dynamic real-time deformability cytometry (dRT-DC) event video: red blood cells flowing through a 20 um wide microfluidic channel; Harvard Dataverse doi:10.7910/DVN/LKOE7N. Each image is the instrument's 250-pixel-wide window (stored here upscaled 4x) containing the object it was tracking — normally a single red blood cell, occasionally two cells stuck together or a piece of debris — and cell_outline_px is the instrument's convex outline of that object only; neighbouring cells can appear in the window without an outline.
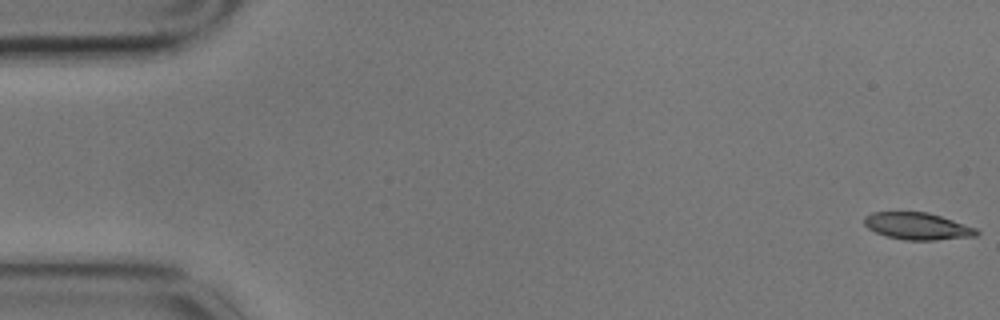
{"species": "common noctule bat (a hibernating species)", "species_latin": "Nyctalus noctula", "temperature_condition": "cold", "stored_images_in_passage": 59, "camera_frame_rate_fps": 3000, "um_per_image_px": 0.085, "animal": {"sex": "male", "body_mass_g": 17.9}, "frame": {"image": 1, "passage_image": 1, "time_ms": 0.0, "image_size_px": [1000, 320], "cell_outline_px": [[980, 232], [976, 236], [936, 240], [904, 240], [888, 236], [876, 232], [868, 228], [864, 224], [864, 216], [872, 212], [928, 212], [976, 228]], "centroid_in_image_um": [77.97, 19.22], "position_along_channel_um": 7.0, "area_um2": 17.57}}
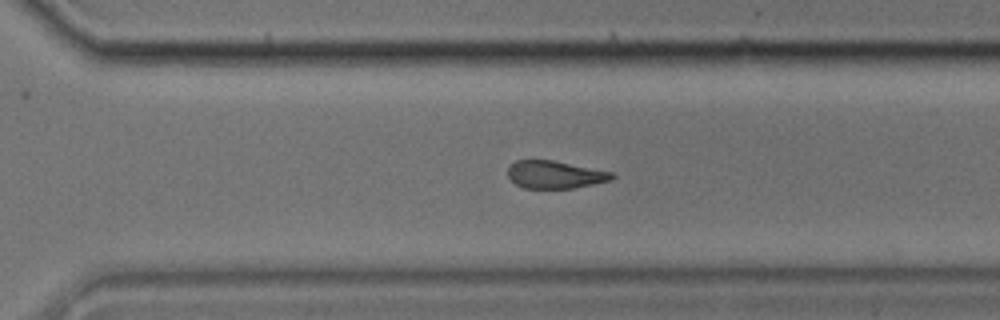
{"frame": {"image": 2, "passage_image": 41, "time_ms": 13.333, "image_size_px": [1000, 320], "cell_outline_px": [[616, 176], [612, 180], [572, 188], [524, 188], [516, 184], [508, 176], [508, 168], [516, 160], [552, 160], [612, 172]], "centroid_in_image_um": [47.17, 14.84], "position_along_channel_um": 323.4, "area_um2": 16.59}}
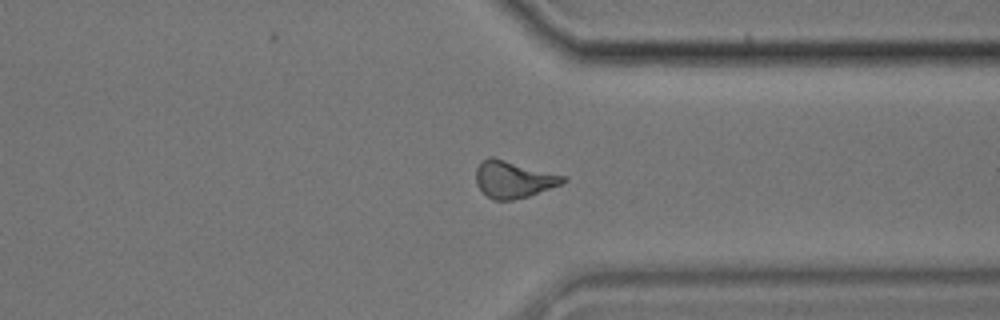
{"frame": {"image": 3, "passage_image": 45, "time_ms": 14.667, "image_size_px": [1000, 320], "cell_outline_px": [[568, 180], [560, 184], [528, 196], [512, 200], [492, 200], [476, 184], [476, 168], [488, 156], [492, 156], [568, 176]], "centroid_in_image_um": [43.66, 15.23], "position_along_channel_um": 367.7, "area_um2": 18.73}, "authors_computed_cell_mechanics": {"area_um2": 18.6694, "velocity_mm_per_s": 3.3758, "shape_relaxation_time_tau1_ms": 4.1046, "shape_relaxation_time_tau2_ms": 5.0336, "deformation_change_tau1": 0.1109, "deformation_change_tau2": 0.1348}}